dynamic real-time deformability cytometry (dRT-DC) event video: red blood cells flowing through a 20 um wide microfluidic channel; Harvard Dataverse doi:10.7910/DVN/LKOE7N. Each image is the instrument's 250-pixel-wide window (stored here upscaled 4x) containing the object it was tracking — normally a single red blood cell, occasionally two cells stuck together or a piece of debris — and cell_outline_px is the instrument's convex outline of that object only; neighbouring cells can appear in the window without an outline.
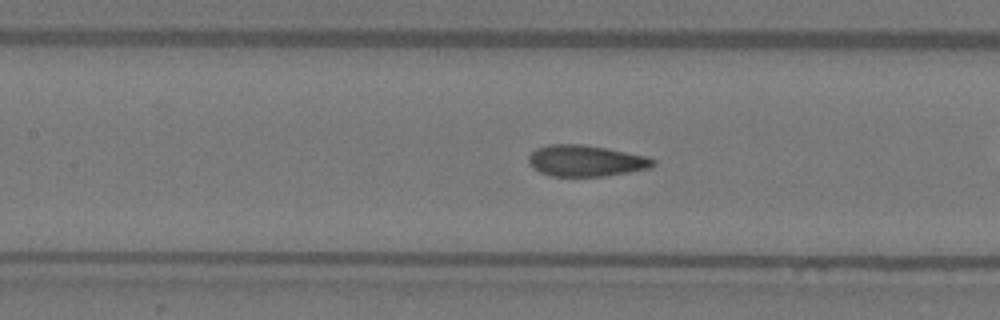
{"species": "Egyptian fruit bat (a non-hibernating species)", "species_latin": "Rousettus aegyptiacus", "temperature_condition": "warm", "stored_images_in_passage": 33, "camera_frame_rate_fps": 3000, "um_per_image_px": 0.085, "animal": {"sex": "female"}, "frame": {"image": 1, "passage_image": 15, "time_ms": 4.667, "image_size_px": [1000, 320], "cell_outline_px": [[656, 164], [648, 168], [608, 176], [552, 176], [540, 172], [528, 164], [528, 156], [536, 148], [548, 144], [584, 144], [648, 156], [656, 160]], "centroid_in_image_um": [49.79, 13.66], "position_along_channel_um": 157.6, "area_um2": 22.77}}